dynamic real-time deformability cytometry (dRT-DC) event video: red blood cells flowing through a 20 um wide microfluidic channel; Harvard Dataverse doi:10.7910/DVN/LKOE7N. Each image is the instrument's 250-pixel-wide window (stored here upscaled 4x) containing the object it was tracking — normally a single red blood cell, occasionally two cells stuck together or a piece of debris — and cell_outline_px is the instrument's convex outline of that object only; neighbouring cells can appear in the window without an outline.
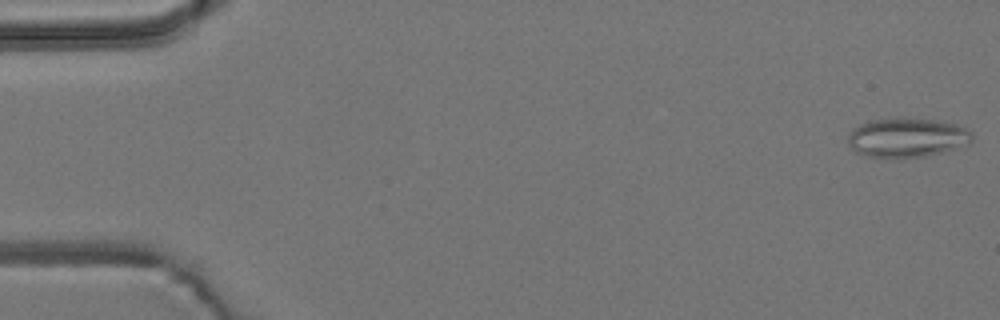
{"species": "common noctule bat (a hibernating species)", "species_latin": "Nyctalus noctula", "temperature_condition": "room temperature", "stored_images_in_passage": 25, "camera_frame_rate_fps": 3000, "um_per_image_px": 0.085, "animal": {"sex": "male", "body_mass_g": 19.2, "forearm_length_mm": 51.8}, "frame": {"image": 1, "passage_image": 1, "time_ms": 0.0, "image_size_px": [1000, 320], "cell_outline_px": [[972, 140], [968, 144], [940, 152], [924, 156], [900, 160], [888, 160], [868, 156], [856, 152], [848, 144], [848, 132], [852, 128], [868, 120], [896, 116], [936, 120], [956, 124], [972, 132]], "centroid_in_image_um": [77.02, 11.7], "position_along_channel_um": 8.0, "area_um2": 29.36}}
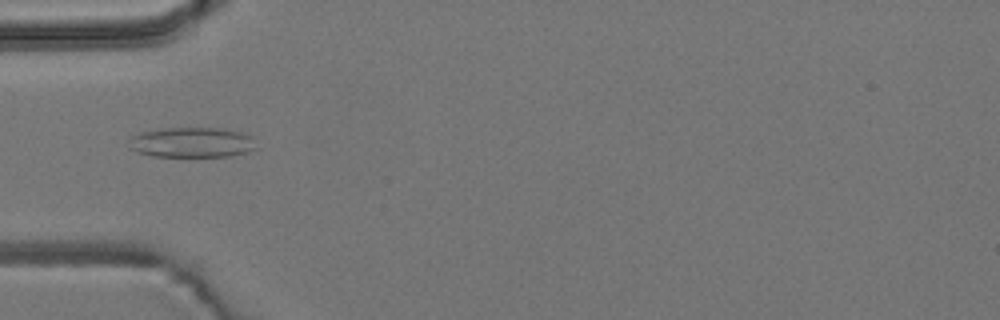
{"frame": {"image": 2, "passage_image": 17, "time_ms": 5.333, "image_size_px": [1000, 320], "cell_outline_px": [[260, 148], [248, 152], [232, 156], [152, 156], [136, 152], [128, 148], [128, 140], [132, 136], [140, 132], [164, 128], [224, 128], [240, 132], [252, 136]], "centroid_in_image_um": [16.33, 12.1], "position_along_channel_um": 68.7, "area_um2": 22.83}}
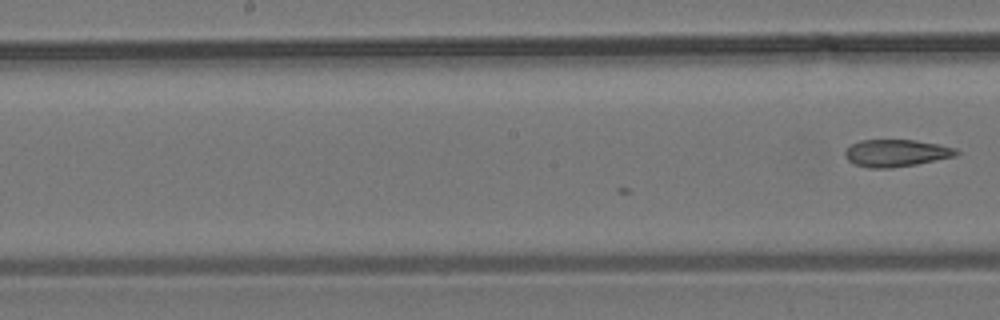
{"frame": {"image": 3, "passage_image": 25, "time_ms": 8.0, "image_size_px": [1000, 320], "cell_outline_px": [[960, 152], [956, 156], [916, 164], [892, 168], [868, 168], [852, 164], [844, 156], [844, 152], [852, 144], [860, 140], [916, 140], [956, 148]], "centroid_in_image_um": [76.15, 13.02], "position_along_channel_um": 172.0, "area_um2": 17.69}}